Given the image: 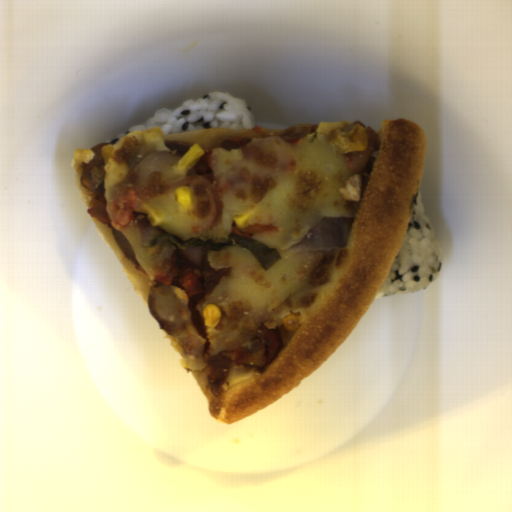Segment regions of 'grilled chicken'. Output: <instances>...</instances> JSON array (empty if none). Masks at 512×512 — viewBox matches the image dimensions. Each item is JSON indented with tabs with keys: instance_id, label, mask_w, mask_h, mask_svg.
Masks as SVG:
<instances>
[{
	"instance_id": "grilled-chicken-1",
	"label": "grilled chicken",
	"mask_w": 512,
	"mask_h": 512,
	"mask_svg": "<svg viewBox=\"0 0 512 512\" xmlns=\"http://www.w3.org/2000/svg\"><path fill=\"white\" fill-rule=\"evenodd\" d=\"M282 331L260 325L254 334L233 351L213 355L209 360L211 373L208 383H219L226 378L233 362L247 369H263L282 351Z\"/></svg>"
},
{
	"instance_id": "grilled-chicken-2",
	"label": "grilled chicken",
	"mask_w": 512,
	"mask_h": 512,
	"mask_svg": "<svg viewBox=\"0 0 512 512\" xmlns=\"http://www.w3.org/2000/svg\"><path fill=\"white\" fill-rule=\"evenodd\" d=\"M182 186L190 190L192 208L210 229L219 225L223 215L213 166L212 149L204 150L199 160L188 169Z\"/></svg>"
},
{
	"instance_id": "grilled-chicken-3",
	"label": "grilled chicken",
	"mask_w": 512,
	"mask_h": 512,
	"mask_svg": "<svg viewBox=\"0 0 512 512\" xmlns=\"http://www.w3.org/2000/svg\"><path fill=\"white\" fill-rule=\"evenodd\" d=\"M220 278L219 271L208 264L186 266L178 261V250L172 254L169 268L158 273L154 282L182 288L189 297L188 304L197 305L212 293Z\"/></svg>"
},
{
	"instance_id": "grilled-chicken-4",
	"label": "grilled chicken",
	"mask_w": 512,
	"mask_h": 512,
	"mask_svg": "<svg viewBox=\"0 0 512 512\" xmlns=\"http://www.w3.org/2000/svg\"><path fill=\"white\" fill-rule=\"evenodd\" d=\"M108 143L102 142L91 149L92 157L82 168L80 176V183L92 194L91 204L87 210L89 215L107 226L111 222L108 216L105 193L107 165L102 157V153Z\"/></svg>"
}]
</instances>
